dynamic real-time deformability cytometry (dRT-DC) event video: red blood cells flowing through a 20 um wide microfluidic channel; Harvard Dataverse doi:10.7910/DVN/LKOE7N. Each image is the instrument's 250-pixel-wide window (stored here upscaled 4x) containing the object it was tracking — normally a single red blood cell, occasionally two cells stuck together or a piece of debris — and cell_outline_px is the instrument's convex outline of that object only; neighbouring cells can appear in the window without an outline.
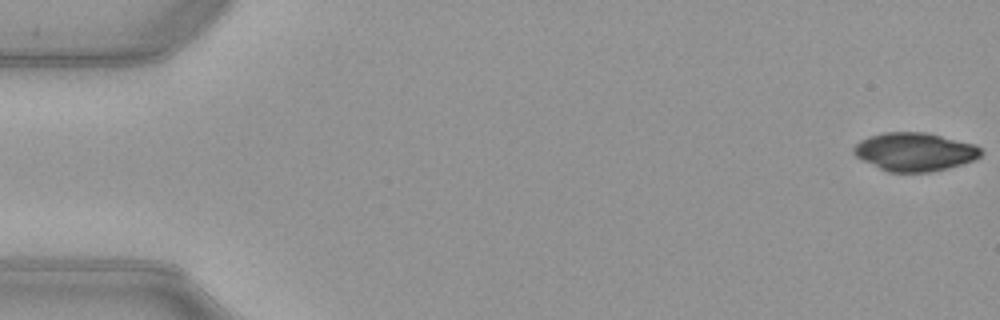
{"species": "common noctule bat (a hibernating species)", "species_latin": "Nyctalus noctula", "temperature_condition": "warm", "stored_images_in_passage": 51, "camera_frame_rate_fps": 3000, "um_per_image_px": 0.085, "animal": {"sex": "female", "body_mass_g": 21.9}, "frame": {"image": 1, "passage_image": 1, "time_ms": 0.0, "image_size_px": [1000, 320], "cell_outline_px": [[984, 152], [976, 160], [948, 168], [928, 172], [888, 172], [856, 156], [852, 152], [852, 148], [860, 140], [868, 136], [884, 132], [924, 132], [976, 144]], "centroid_in_image_um": [77.77, 12.9], "position_along_channel_um": 7.2, "area_um2": 28.5}}
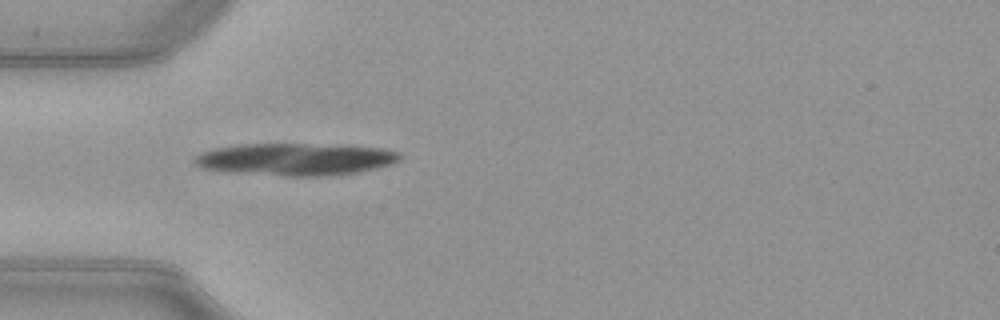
{"frame": {"image": 2, "passage_image": 16, "time_ms": 5.0, "image_size_px": [1000, 320], "cell_outline_px": [[400, 160], [392, 164], [360, 172], [328, 176], [284, 176], [228, 172], [204, 168], [196, 164], [192, 160], [200, 152], [216, 148], [236, 144], [348, 144], [388, 148], [400, 152]], "centroid_in_image_um": [25.2, 13.52], "position_along_channel_um": 59.8, "area_um2": 39.36}}
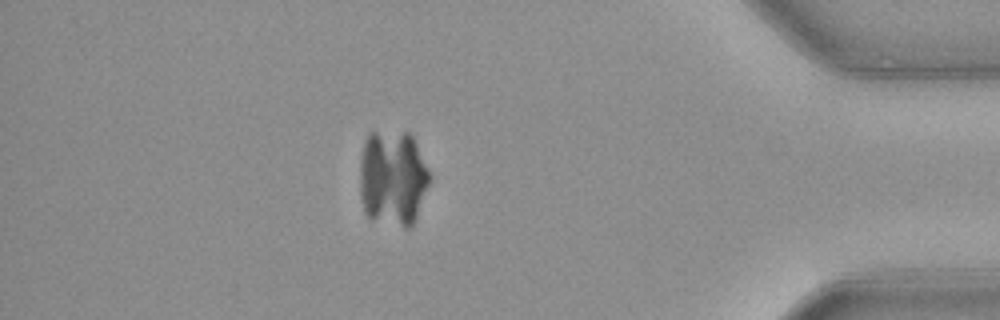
{"frame": {"image": 3, "passage_image": 45, "time_ms": 14.667, "image_size_px": [1000, 320], "cell_outline_px": [[428, 184], [412, 228], [404, 228], [372, 220], [364, 212], [360, 196], [360, 156], [364, 140], [368, 132], [408, 132], [412, 136], [416, 144], [428, 172]], "centroid_in_image_um": [33.33, 15.15], "position_along_channel_um": 401.9, "area_um2": 39.19}}